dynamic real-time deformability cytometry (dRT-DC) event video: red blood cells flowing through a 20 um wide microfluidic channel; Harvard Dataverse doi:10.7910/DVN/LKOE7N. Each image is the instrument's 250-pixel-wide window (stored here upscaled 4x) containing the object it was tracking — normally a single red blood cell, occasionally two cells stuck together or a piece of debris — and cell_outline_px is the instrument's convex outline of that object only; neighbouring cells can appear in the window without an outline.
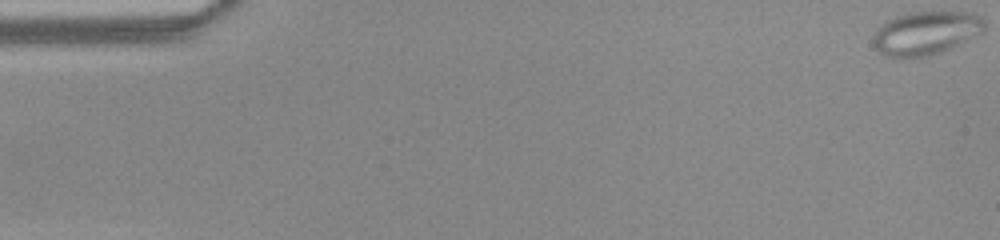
{"species": "common noctule bat (a hibernating species)", "species_latin": "Nyctalus noctula", "temperature_condition": "warm", "stored_images_in_passage": 11, "camera_frame_rate_fps": 3000, "um_per_image_px": 0.085, "animal": {"sex": "female", "body_mass_g": 22.0, "forearm_length_mm": 56.7}, "frame": {"image": 1, "passage_image": 1, "time_ms": 0.0, "image_size_px": [1000, 240], "cell_outline_px": [[984, 32], [952, 48], [928, 56], [904, 60], [892, 60], [884, 56], [872, 44], [872, 40], [880, 24], [896, 16], [908, 12], [972, 12], [980, 16], [984, 20]], "centroid_in_image_um": [78.66, 2.85], "position_along_channel_um": 6.3, "area_um2": 28.96}}